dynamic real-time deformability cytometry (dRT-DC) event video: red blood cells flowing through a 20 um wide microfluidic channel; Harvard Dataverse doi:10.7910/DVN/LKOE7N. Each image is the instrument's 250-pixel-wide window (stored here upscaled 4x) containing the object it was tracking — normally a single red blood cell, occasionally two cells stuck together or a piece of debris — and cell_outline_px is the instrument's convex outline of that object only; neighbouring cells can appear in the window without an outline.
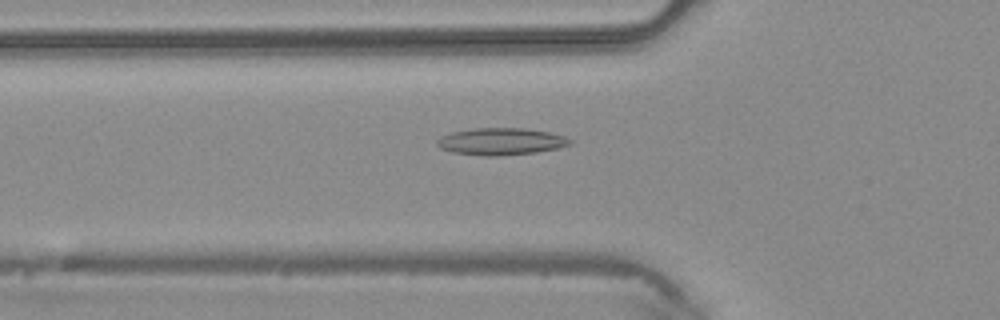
{"species": "common noctule bat (a hibernating species)", "species_latin": "Nyctalus noctula", "temperature_condition": "warm", "stored_images_in_passage": 28, "camera_frame_rate_fps": 3000, "um_per_image_px": 0.085, "animal": {"sex": "male", "body_mass_g": 20.4}, "frame": {"image": 1, "passage_image": 2, "time_ms": 0.333, "image_size_px": [1000, 320], "cell_outline_px": [[572, 144], [556, 148], [536, 152], [496, 156], [484, 156], [452, 152], [440, 148], [436, 144], [436, 140], [440, 136], [452, 132], [472, 128], [524, 128], [548, 132], [564, 136], [572, 140]], "centroid_in_image_um": [42.54, 12.02], "position_along_channel_um": 83.3, "area_um2": 20.92}}
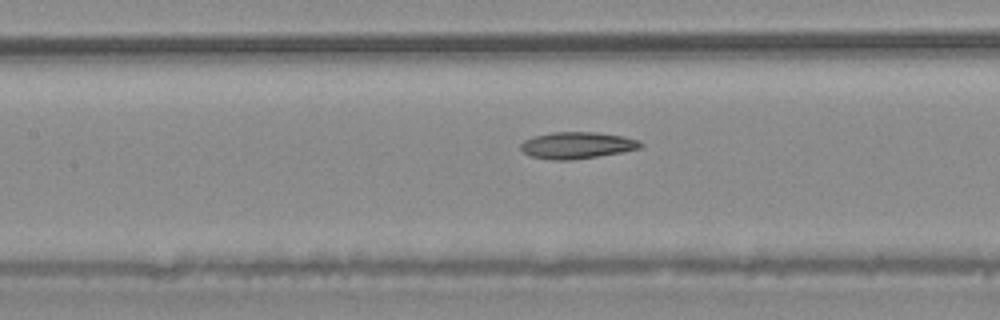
{"frame": {"image": 2, "passage_image": 7, "time_ms": 2.0, "image_size_px": [1000, 320], "cell_outline_px": [[644, 144], [640, 148], [624, 152], [572, 160], [552, 160], [532, 156], [524, 152], [520, 148], [520, 144], [524, 140], [532, 136], [552, 132], [596, 132], [624, 136], [640, 140]], "centroid_in_image_um": [49.07, 12.34], "position_along_channel_um": 158.3, "area_um2": 18.79}}
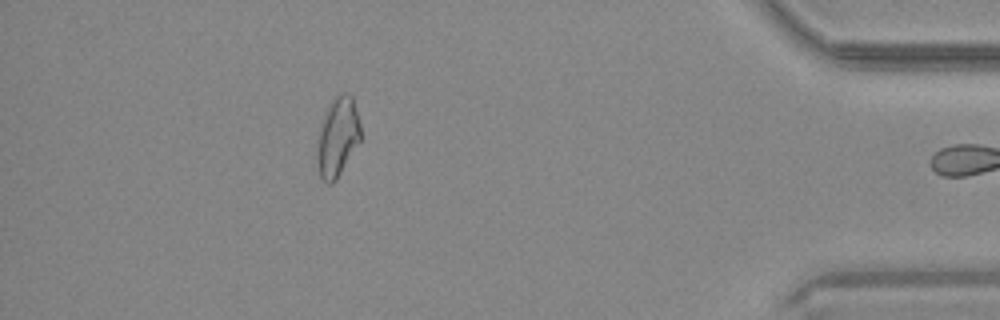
{"frame": {"image": 3, "passage_image": 27, "time_ms": 8.667, "image_size_px": [1000, 320], "cell_outline_px": [[360, 140], [336, 180], [332, 184], [328, 184], [320, 176], [316, 156], [316, 140], [320, 124], [332, 100], [336, 96], [344, 92], [352, 96], [360, 124]], "centroid_in_image_um": [28.66, 11.66], "position_along_channel_um": 406.5, "area_um2": 19.94}}